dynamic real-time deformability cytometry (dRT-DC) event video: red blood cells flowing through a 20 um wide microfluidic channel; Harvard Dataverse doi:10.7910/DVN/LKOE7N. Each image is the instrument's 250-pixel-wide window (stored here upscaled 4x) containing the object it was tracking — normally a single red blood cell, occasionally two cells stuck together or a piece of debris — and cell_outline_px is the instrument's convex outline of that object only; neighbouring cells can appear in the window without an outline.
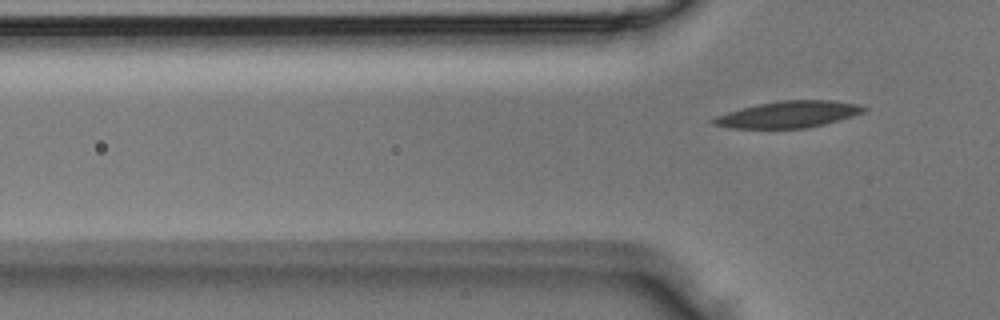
{"species": "Egyptian fruit bat (a non-hibernating species)", "species_latin": "Rousettus aegyptiacus", "temperature_condition": "room temperature", "stored_images_in_passage": 5, "camera_frame_rate_fps": 3000, "um_per_image_px": 0.085, "animal": {"sex": "male"}, "frame": {"image": 1, "passage_image": 5, "time_ms": 1.333, "image_size_px": [1000, 320], "cell_outline_px": [[868, 108], [864, 112], [840, 120], [808, 128], [728, 128], [712, 124], [708, 120], [716, 116], [740, 108], [780, 100], [832, 100], [860, 104]], "centroid_in_image_um": [67.02, 9.72], "position_along_channel_um": 58.8, "area_um2": 23.41}}